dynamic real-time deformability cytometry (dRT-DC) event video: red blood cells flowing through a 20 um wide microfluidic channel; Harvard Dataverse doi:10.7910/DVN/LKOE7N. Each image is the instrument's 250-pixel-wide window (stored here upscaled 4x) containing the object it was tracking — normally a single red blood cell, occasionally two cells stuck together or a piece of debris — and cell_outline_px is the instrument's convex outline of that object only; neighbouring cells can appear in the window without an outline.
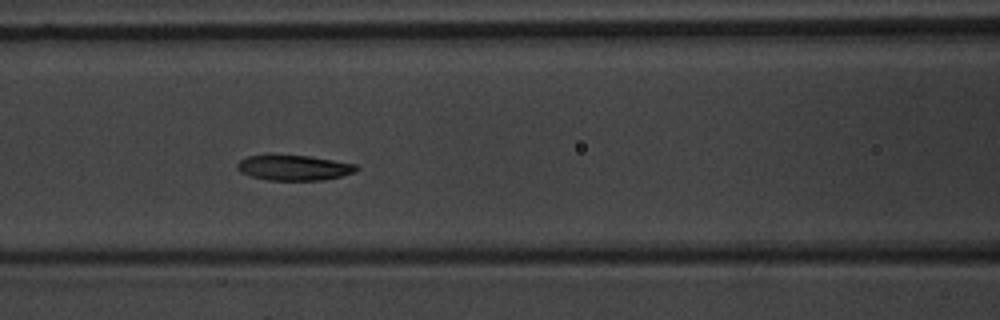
{"species": "common noctule bat (a hibernating species)", "species_latin": "Nyctalus noctula", "temperature_condition": "warm", "stored_images_in_passage": 9, "camera_frame_rate_fps": 3000, "um_per_image_px": 0.085, "animal": {"sex": "male", "body_mass_g": 20.1, "forearm_length_mm": 53.5}, "frame": {"image": 1, "passage_image": 6, "time_ms": 5.667, "image_size_px": [1000, 320], "cell_outline_px": [[360, 168], [356, 172], [324, 180], [268, 180], [252, 176], [240, 172], [236, 168], [236, 164], [240, 160], [248, 156], [308, 156], [356, 164]], "centroid_in_image_um": [25.01, 14.27], "position_along_channel_um": 141.6, "area_um2": 17.28}}
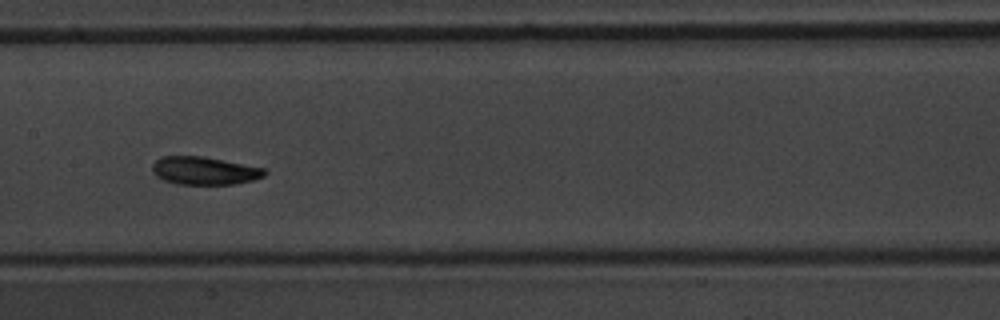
{"frame": {"image": 2, "passage_image": 7, "time_ms": 7.0, "image_size_px": [1000, 320], "cell_outline_px": [[268, 172], [264, 176], [252, 180], [232, 184], [180, 184], [164, 180], [156, 176], [152, 172], [152, 164], [160, 156], [204, 156], [264, 168]], "centroid_in_image_um": [17.35, 14.5], "position_along_channel_um": 190.0, "area_um2": 18.26}}
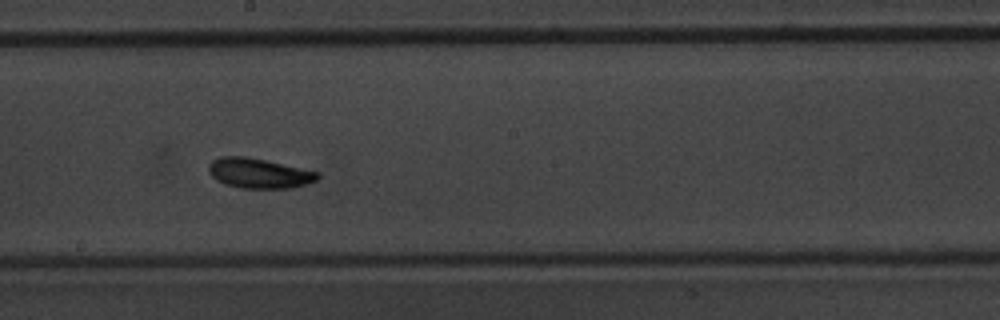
{"frame": {"image": 3, "passage_image": 8, "time_ms": 8.0, "image_size_px": [1000, 320], "cell_outline_px": [[320, 176], [316, 180], [292, 188], [240, 188], [224, 184], [216, 180], [208, 172], [208, 164], [212, 160], [220, 156], [248, 156], [320, 172]], "centroid_in_image_um": [21.98, 14.71], "position_along_channel_um": 226.2, "area_um2": 19.19}}